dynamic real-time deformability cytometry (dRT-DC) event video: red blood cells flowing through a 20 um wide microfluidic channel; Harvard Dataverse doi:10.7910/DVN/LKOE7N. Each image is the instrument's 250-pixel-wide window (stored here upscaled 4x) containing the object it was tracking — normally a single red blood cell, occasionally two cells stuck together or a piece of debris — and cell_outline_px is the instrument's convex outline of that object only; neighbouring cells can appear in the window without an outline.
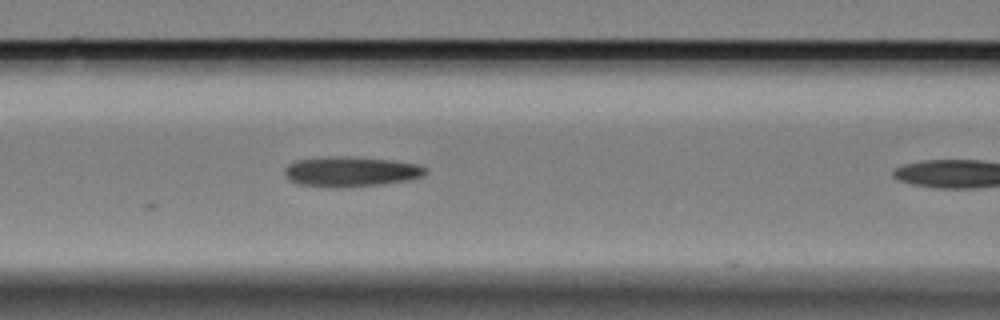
{"species": "Egyptian fruit bat (a non-hibernating species)", "species_latin": "Rousettus aegyptiacus", "temperature_condition": "cold", "stored_images_in_passage": 7, "segment_of_instrument_passage": [1, 2], "camera_frame_rate_fps": 3000, "um_per_image_px": 0.085, "animal": {"sex": "female"}, "frame": {"image": 1, "passage_image": 6, "time_ms": 1.667, "image_size_px": [1000, 320], "cell_outline_px": [[428, 172], [424, 176], [408, 180], [380, 184], [340, 188], [332, 188], [296, 184], [288, 180], [284, 176], [284, 168], [288, 164], [296, 160], [336, 156], [348, 156], [392, 160], [420, 164], [428, 168]], "centroid_in_image_um": [29.82, 14.59], "position_along_channel_um": 136.8, "area_um2": 25.14}}